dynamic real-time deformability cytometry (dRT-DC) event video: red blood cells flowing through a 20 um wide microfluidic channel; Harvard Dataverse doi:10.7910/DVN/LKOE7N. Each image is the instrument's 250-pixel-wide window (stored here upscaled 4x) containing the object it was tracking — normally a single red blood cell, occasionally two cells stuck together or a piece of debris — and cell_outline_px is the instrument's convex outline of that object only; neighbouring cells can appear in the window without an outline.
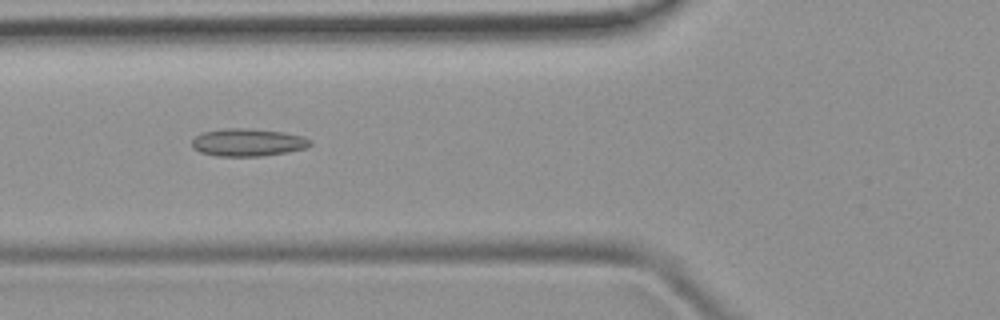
{"species": "common noctule bat (a hibernating species)", "species_latin": "Nyctalus noctula", "temperature_condition": "room temperature", "stored_images_in_passage": 6, "camera_frame_rate_fps": 3000, "um_per_image_px": 0.085, "animal": {"sex": "female", "body_mass_g": 19.9}, "frame": {"image": 1, "passage_image": 5, "time_ms": 4.667, "image_size_px": [1000, 320], "cell_outline_px": [[312, 144], [304, 148], [288, 152], [260, 156], [216, 156], [200, 152], [192, 148], [192, 140], [200, 132], [224, 128], [252, 128], [284, 132], [304, 136], [312, 140]], "centroid_in_image_um": [21.06, 12.09], "position_along_channel_um": 104.7, "area_um2": 19.31}}
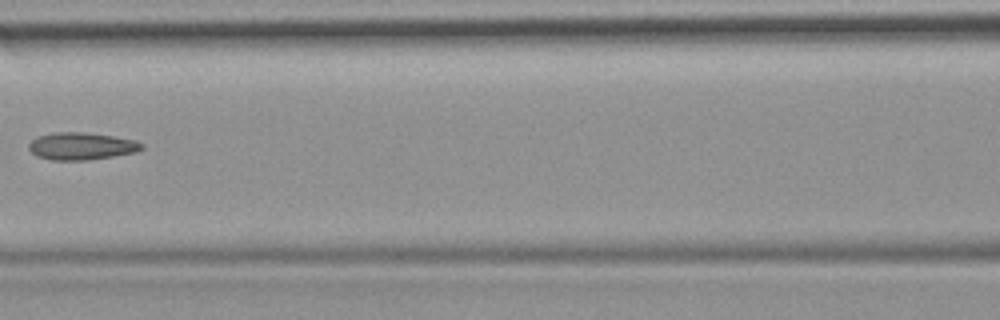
{"frame": {"image": 2, "passage_image": 6, "time_ms": 6.0, "image_size_px": [1000, 320], "cell_outline_px": [[144, 148], [136, 152], [88, 160], [52, 160], [36, 156], [28, 148], [28, 144], [36, 136], [56, 132], [84, 132], [112, 136], [136, 140], [144, 144]], "centroid_in_image_um": [6.91, 12.42], "position_along_channel_um": 159.7, "area_um2": 18.03}}